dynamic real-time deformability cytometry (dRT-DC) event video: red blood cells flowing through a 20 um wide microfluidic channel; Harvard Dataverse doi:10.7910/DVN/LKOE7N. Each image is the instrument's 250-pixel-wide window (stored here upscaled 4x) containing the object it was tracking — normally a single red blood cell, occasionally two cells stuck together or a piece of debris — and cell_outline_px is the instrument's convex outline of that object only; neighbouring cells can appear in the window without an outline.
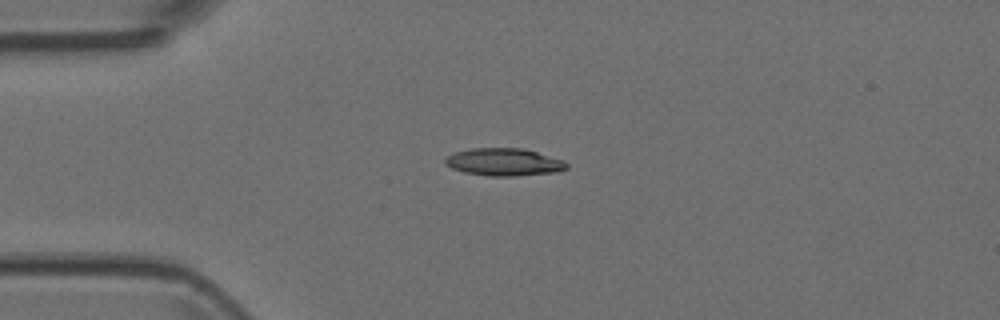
{"species": "Egyptian fruit bat (a non-hibernating species)", "species_latin": "Rousettus aegyptiacus", "temperature_condition": "room temperature", "stored_images_in_passage": 1, "camera_frame_rate_fps": 3000, "um_per_image_px": 0.085, "animal": {"sex": "female"}, "frame": {"image": 1, "passage_image": 1, "time_ms": 0.0, "image_size_px": [1000, 320], "cell_outline_px": [[568, 168], [556, 172], [512, 176], [488, 176], [464, 172], [452, 168], [444, 164], [444, 156], [452, 152], [472, 148], [524, 148], [564, 160], [568, 164]], "centroid_in_image_um": [42.8, 13.76], "position_along_channel_um": 42.2, "area_um2": 19.71}}